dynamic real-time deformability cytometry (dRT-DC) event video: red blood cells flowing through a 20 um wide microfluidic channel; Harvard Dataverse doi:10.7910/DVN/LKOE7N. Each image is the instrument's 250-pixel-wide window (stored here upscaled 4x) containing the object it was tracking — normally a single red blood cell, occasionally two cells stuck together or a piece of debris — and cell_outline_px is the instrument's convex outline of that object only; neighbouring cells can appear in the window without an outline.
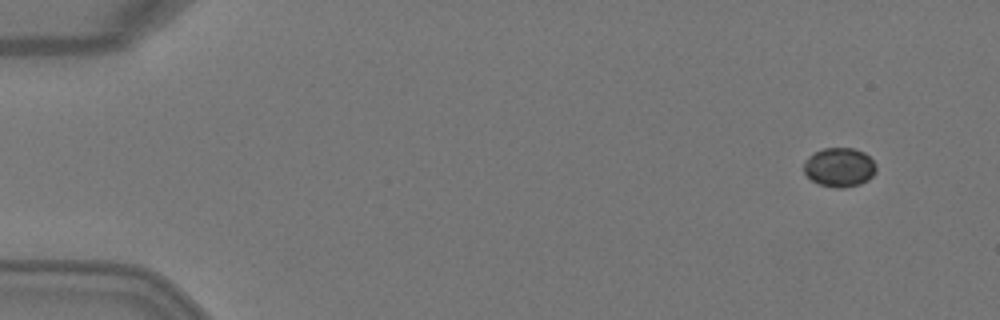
{"species": "Egyptian fruit bat (a non-hibernating species)", "species_latin": "Rousettus aegyptiacus", "temperature_condition": "warm", "stored_images_in_passage": 3, "camera_frame_rate_fps": 3000, "um_per_image_px": 0.085, "animal": {"sex": "female"}, "frame": {"image": 1, "passage_image": 1, "time_ms": 0.0, "image_size_px": [1000, 320], "cell_outline_px": [[876, 172], [868, 180], [860, 184], [844, 188], [836, 188], [820, 184], [812, 180], [804, 172], [804, 164], [808, 156], [824, 148], [852, 148], [864, 152], [876, 164]], "centroid_in_image_um": [71.37, 14.22], "position_along_channel_um": 13.6, "area_um2": 16.42}}